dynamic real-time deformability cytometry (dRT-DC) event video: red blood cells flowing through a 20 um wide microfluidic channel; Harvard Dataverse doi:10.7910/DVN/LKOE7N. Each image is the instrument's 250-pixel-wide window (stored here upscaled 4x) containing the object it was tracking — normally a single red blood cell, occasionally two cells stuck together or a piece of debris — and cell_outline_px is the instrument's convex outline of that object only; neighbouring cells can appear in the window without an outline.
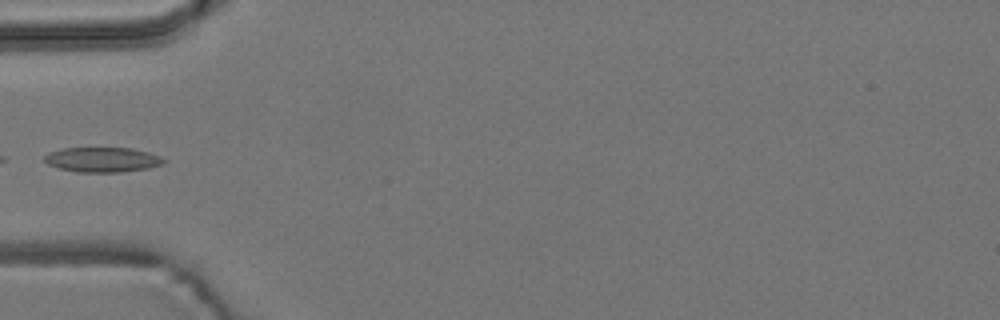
{"species": "common noctule bat (a hibernating species)", "species_latin": "Nyctalus noctula", "temperature_condition": "room temperature", "stored_images_in_passage": 6, "camera_frame_rate_fps": 3000, "um_per_image_px": 0.085, "animal": {"sex": "male", "body_mass_g": 19.2, "forearm_length_mm": 51.8}, "frame": {"image": 1, "passage_image": 5, "time_ms": 1.333, "image_size_px": [1000, 320], "cell_outline_px": [[168, 160], [164, 164], [148, 168], [124, 172], [76, 172], [60, 168], [48, 164], [44, 160], [44, 156], [48, 152], [64, 148], [132, 148], [148, 152], [160, 156]], "centroid_in_image_um": [8.74, 13.57], "position_along_channel_um": 76.3, "area_um2": 17.4}}
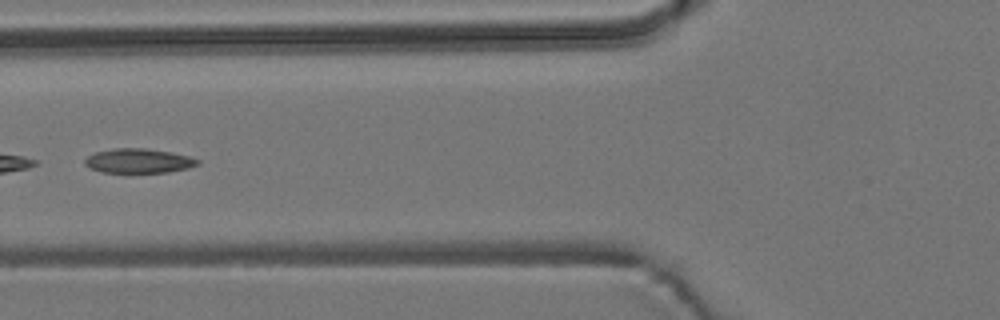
{"frame": {"image": 2, "passage_image": 6, "time_ms": 1.667, "image_size_px": [1000, 320], "cell_outline_px": [[200, 164], [188, 168], [168, 172], [100, 172], [84, 164], [84, 160], [88, 156], [96, 152], [112, 148], [144, 148], [172, 152], [188, 156], [200, 160]], "centroid_in_image_um": [11.79, 13.66], "position_along_channel_um": 114.0, "area_um2": 16.01}}